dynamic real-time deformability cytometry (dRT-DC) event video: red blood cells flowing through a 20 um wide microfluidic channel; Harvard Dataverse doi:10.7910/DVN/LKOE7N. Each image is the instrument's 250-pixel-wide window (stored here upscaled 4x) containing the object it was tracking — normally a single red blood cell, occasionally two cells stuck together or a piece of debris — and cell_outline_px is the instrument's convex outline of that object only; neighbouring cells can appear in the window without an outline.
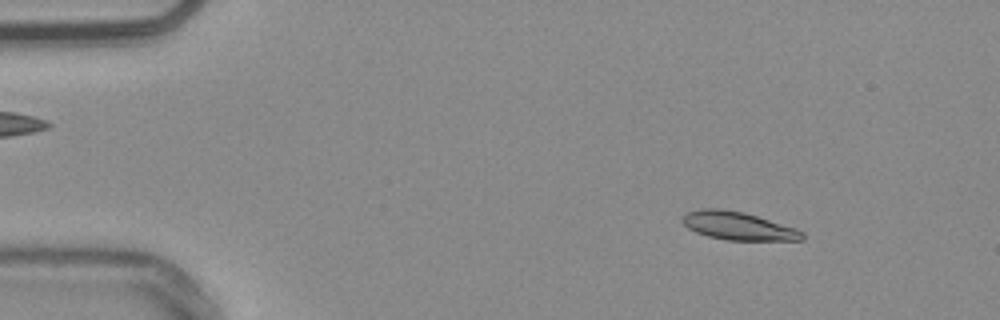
{"species": "common noctule bat (a hibernating species)", "species_latin": "Nyctalus noctula", "temperature_condition": "warm", "stored_images_in_passage": 54, "camera_frame_rate_fps": 3000, "um_per_image_px": 0.085, "animal": {"sex": "male", "body_mass_g": 20.4}, "frame": {"image": 1, "passage_image": 7, "time_ms": 2.0, "image_size_px": [1000, 320], "cell_outline_px": [[804, 240], [728, 240], [708, 236], [696, 232], [688, 228], [680, 220], [680, 216], [688, 212], [700, 208], [720, 208], [744, 212], [796, 228], [804, 232]], "centroid_in_image_um": [62.71, 19.19], "position_along_channel_um": 22.3, "area_um2": 19.71}}
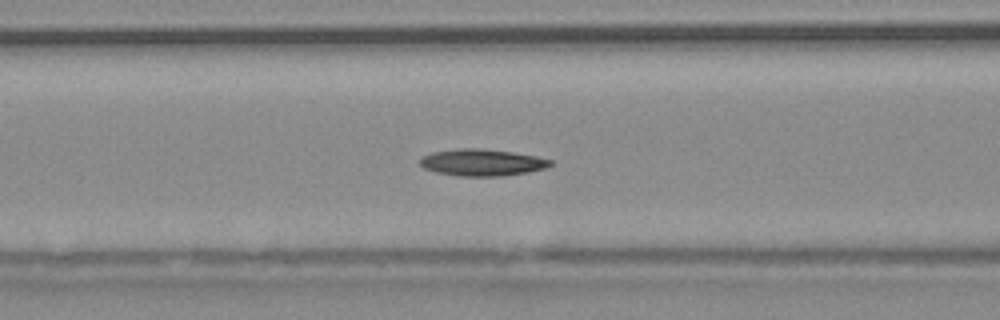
{"frame": {"image": 2, "passage_image": 22, "time_ms": 7.0, "image_size_px": [1000, 320], "cell_outline_px": [[552, 164], [548, 168], [528, 172], [504, 176], [460, 176], [436, 172], [424, 168], [420, 164], [420, 160], [424, 156], [432, 152], [460, 148], [476, 148], [512, 152], [536, 156], [552, 160]], "centroid_in_image_um": [41.01, 13.81], "position_along_channel_um": 125.6, "area_um2": 20.29}}
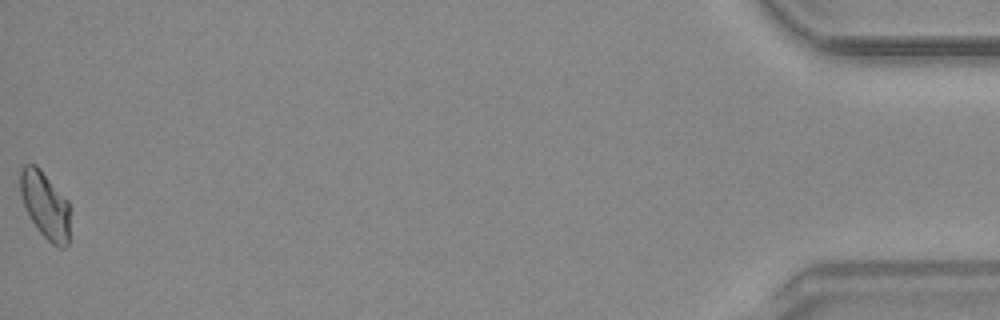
{"frame": {"image": 3, "passage_image": 54, "time_ms": 17.667, "image_size_px": [1000, 320], "cell_outline_px": [[68, 244], [64, 248], [56, 248], [36, 228], [24, 204], [20, 192], [20, 168], [24, 164], [36, 164], [40, 168], [68, 200]], "centroid_in_image_um": [3.83, 17.41], "position_along_channel_um": 431.4, "area_um2": 19.25}, "authors_computed_cell_mechanics": {"area_um2": 19.5075, "velocity_mm_per_s": 3.7729, "shape_relaxation_time_tau1_ms": 10.5233, "shape_relaxation_time_tau2_ms": null, "deformation_change_tau1": 0.1811, "deformation_change_tau2": null}}